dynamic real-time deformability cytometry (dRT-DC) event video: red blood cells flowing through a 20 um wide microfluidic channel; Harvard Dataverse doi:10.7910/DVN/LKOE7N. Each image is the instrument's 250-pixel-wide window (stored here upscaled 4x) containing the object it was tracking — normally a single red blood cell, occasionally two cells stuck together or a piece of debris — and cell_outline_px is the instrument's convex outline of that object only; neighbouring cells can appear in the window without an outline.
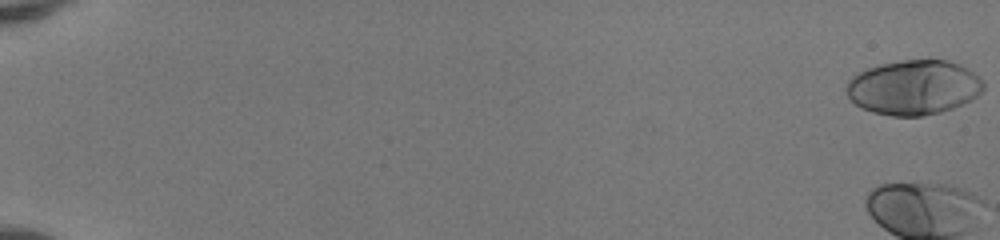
{"species": "human", "species_latin": "Homo sapiens", "temperature_condition": "room temperature", "stored_images_in_passage": 52, "camera_frame_rate_fps": 3000, "um_per_image_px": 0.085, "donor": {"sex": "female"}, "frame": {"image": 1, "passage_image": 1, "time_ms": 0.0, "image_size_px": [1000, 240], "cell_outline_px": [[984, 88], [972, 100], [952, 108], [940, 112], [920, 116], [892, 116], [872, 112], [856, 104], [844, 92], [848, 80], [852, 76], [868, 68], [880, 64], [900, 60], [948, 60], [960, 64], [980, 76], [984, 80]], "centroid_in_image_um": [77.67, 7.42], "position_along_channel_um": 7.3, "area_um2": 43.81}}